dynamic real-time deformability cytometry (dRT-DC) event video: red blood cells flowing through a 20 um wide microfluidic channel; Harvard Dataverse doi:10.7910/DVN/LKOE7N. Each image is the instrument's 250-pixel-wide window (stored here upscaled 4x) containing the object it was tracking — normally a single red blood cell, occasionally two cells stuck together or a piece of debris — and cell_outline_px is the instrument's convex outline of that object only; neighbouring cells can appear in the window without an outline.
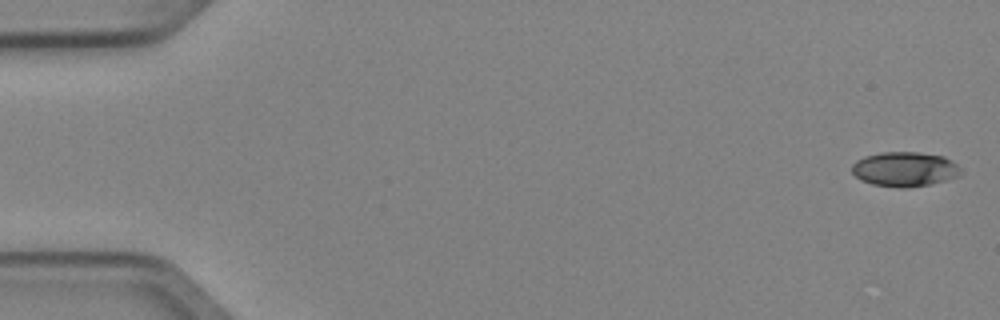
{"species": "Egyptian fruit bat (a non-hibernating species)", "species_latin": "Rousettus aegyptiacus", "temperature_condition": "cold", "stored_images_in_passage": 8, "camera_frame_rate_fps": 3000, "um_per_image_px": 0.085, "animal": {"sex": "female"}, "frame": {"image": 1, "passage_image": 1, "time_ms": 0.0, "image_size_px": [1000, 320], "cell_outline_px": [[964, 172], [960, 176], [932, 184], [908, 188], [900, 188], [872, 184], [860, 180], [852, 172], [852, 164], [856, 160], [864, 156], [880, 152], [920, 152], [944, 156], [952, 160]], "centroid_in_image_um": [76.92, 14.38], "position_along_channel_um": 8.1, "area_um2": 22.37}}
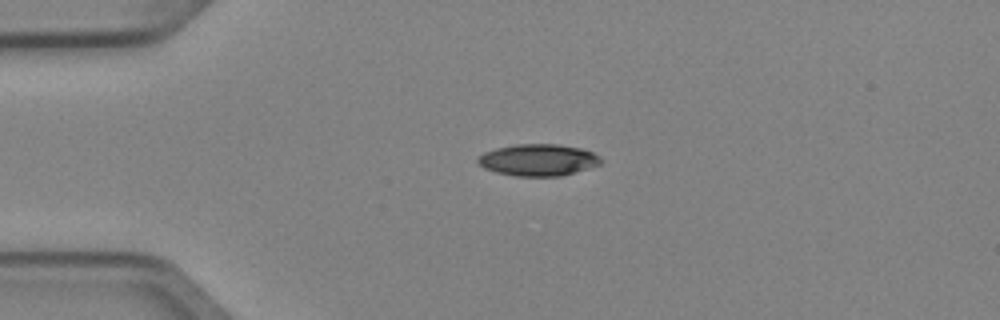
{"frame": {"image": 2, "passage_image": 4, "time_ms": 1.0, "image_size_px": [1000, 320], "cell_outline_px": [[604, 160], [600, 164], [588, 168], [560, 176], [516, 176], [496, 172], [484, 168], [476, 160], [484, 152], [496, 148], [516, 144], [556, 144], [580, 148], [592, 152], [600, 156]], "centroid_in_image_um": [45.76, 13.59], "position_along_channel_um": 39.2, "area_um2": 22.66}}
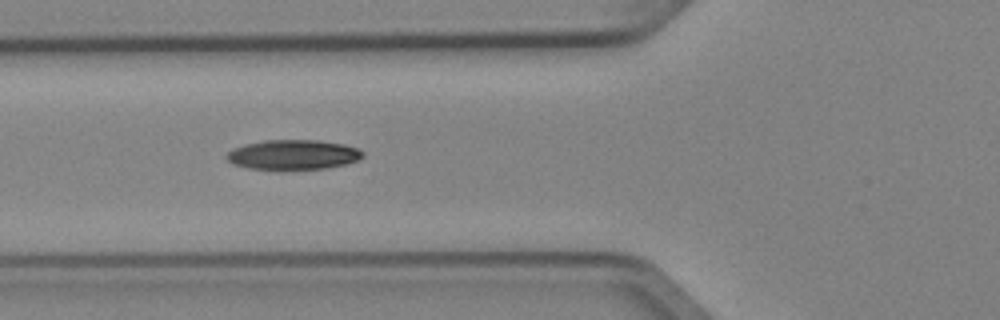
{"frame": {"image": 3, "passage_image": 6, "time_ms": 1.667, "image_size_px": [1000, 320], "cell_outline_px": [[364, 156], [356, 160], [344, 164], [324, 168], [280, 172], [248, 168], [232, 164], [224, 156], [232, 148], [244, 144], [264, 140], [320, 140], [344, 144], [360, 148], [364, 152]], "centroid_in_image_um": [24.87, 13.17], "position_along_channel_um": 100.9, "area_um2": 24.51}}